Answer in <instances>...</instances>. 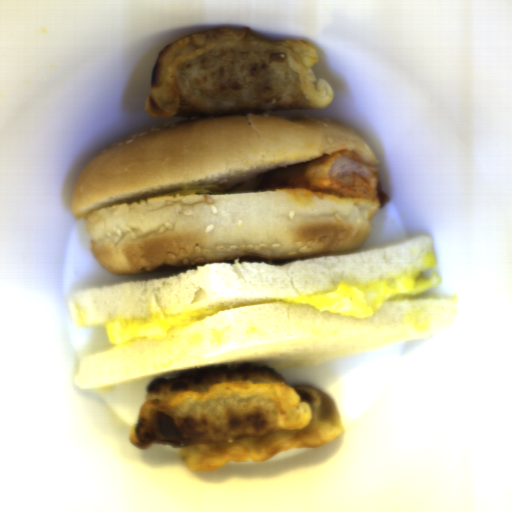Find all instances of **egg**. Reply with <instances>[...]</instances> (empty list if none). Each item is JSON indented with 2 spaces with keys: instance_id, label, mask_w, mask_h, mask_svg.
<instances>
[{
  "instance_id": "1",
  "label": "egg",
  "mask_w": 512,
  "mask_h": 512,
  "mask_svg": "<svg viewBox=\"0 0 512 512\" xmlns=\"http://www.w3.org/2000/svg\"><path fill=\"white\" fill-rule=\"evenodd\" d=\"M441 282L437 275L409 273L398 280L366 284H339L332 289L296 295L270 301L218 305L199 310L145 320L111 321L105 326L110 342L124 344L141 340L164 339L176 331L229 308L255 306L274 302L314 307L321 312L350 317L367 318L381 305L398 296H418L434 289Z\"/></svg>"
}]
</instances>
